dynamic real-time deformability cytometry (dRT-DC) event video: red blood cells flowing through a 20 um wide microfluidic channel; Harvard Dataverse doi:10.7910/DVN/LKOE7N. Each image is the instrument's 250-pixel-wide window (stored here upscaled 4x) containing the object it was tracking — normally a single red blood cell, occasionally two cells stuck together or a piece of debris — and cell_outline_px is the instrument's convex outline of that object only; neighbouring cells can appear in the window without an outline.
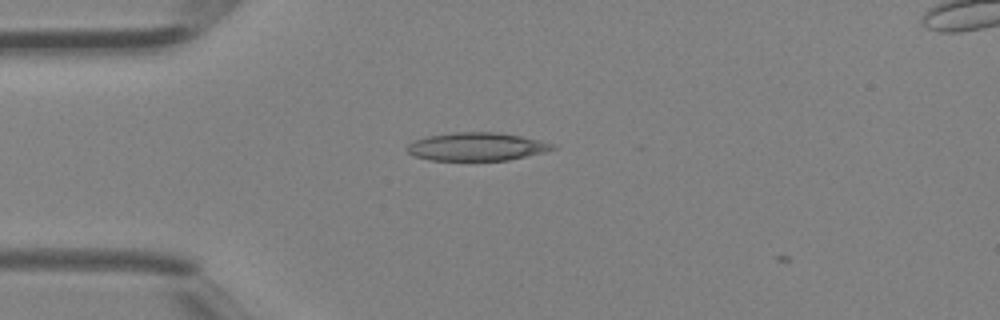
{"species": "Egyptian fruit bat (a non-hibernating species)", "species_latin": "Rousettus aegyptiacus", "temperature_condition": "room temperature", "stored_images_in_passage": 2, "camera_frame_rate_fps": 3000, "um_per_image_px": 0.085, "animal": {"sex": "female"}, "frame": {"image": 1, "passage_image": 1, "time_ms": 0.0, "image_size_px": [1000, 320], "cell_outline_px": [[556, 148], [544, 152], [508, 160], [432, 160], [416, 156], [408, 152], [404, 148], [412, 140], [428, 136], [452, 132], [496, 132], [520, 136], [540, 140], [556, 144]], "centroid_in_image_um": [40.5, 12.46], "position_along_channel_um": 44.5, "area_um2": 23.87}}